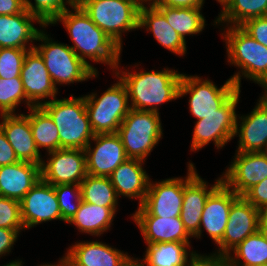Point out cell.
Instances as JSON below:
<instances>
[{
	"instance_id": "1",
	"label": "cell",
	"mask_w": 267,
	"mask_h": 266,
	"mask_svg": "<svg viewBox=\"0 0 267 266\" xmlns=\"http://www.w3.org/2000/svg\"><path fill=\"white\" fill-rule=\"evenodd\" d=\"M63 11L50 25L62 22L76 55L95 73H99L86 59L109 65L114 72L120 62L122 49L100 29L80 6Z\"/></svg>"
},
{
	"instance_id": "2",
	"label": "cell",
	"mask_w": 267,
	"mask_h": 266,
	"mask_svg": "<svg viewBox=\"0 0 267 266\" xmlns=\"http://www.w3.org/2000/svg\"><path fill=\"white\" fill-rule=\"evenodd\" d=\"M115 76L120 78L127 88L130 107L159 113V105L179 98V87L183 74L165 68L161 71L118 70Z\"/></svg>"
},
{
	"instance_id": "3",
	"label": "cell",
	"mask_w": 267,
	"mask_h": 266,
	"mask_svg": "<svg viewBox=\"0 0 267 266\" xmlns=\"http://www.w3.org/2000/svg\"><path fill=\"white\" fill-rule=\"evenodd\" d=\"M41 107L50 115L59 132V149H82L95 136L93 132L84 96L69 98H54Z\"/></svg>"
},
{
	"instance_id": "4",
	"label": "cell",
	"mask_w": 267,
	"mask_h": 266,
	"mask_svg": "<svg viewBox=\"0 0 267 266\" xmlns=\"http://www.w3.org/2000/svg\"><path fill=\"white\" fill-rule=\"evenodd\" d=\"M222 33L227 62L240 70L230 79L241 87V77L262 85L267 79V47L248 35L240 26H226ZM225 34V35H224Z\"/></svg>"
},
{
	"instance_id": "5",
	"label": "cell",
	"mask_w": 267,
	"mask_h": 266,
	"mask_svg": "<svg viewBox=\"0 0 267 266\" xmlns=\"http://www.w3.org/2000/svg\"><path fill=\"white\" fill-rule=\"evenodd\" d=\"M40 29L36 41L41 44L34 48L44 59L46 68L55 86L83 82L98 77L87 64H85L72 50L64 43L54 41L47 32Z\"/></svg>"
},
{
	"instance_id": "6",
	"label": "cell",
	"mask_w": 267,
	"mask_h": 266,
	"mask_svg": "<svg viewBox=\"0 0 267 266\" xmlns=\"http://www.w3.org/2000/svg\"><path fill=\"white\" fill-rule=\"evenodd\" d=\"M122 49V33L139 29V0H86L79 5Z\"/></svg>"
},
{
	"instance_id": "7",
	"label": "cell",
	"mask_w": 267,
	"mask_h": 266,
	"mask_svg": "<svg viewBox=\"0 0 267 266\" xmlns=\"http://www.w3.org/2000/svg\"><path fill=\"white\" fill-rule=\"evenodd\" d=\"M101 96L97 93L84 95L86 111L95 134L117 133L131 107L127 88L120 78Z\"/></svg>"
},
{
	"instance_id": "8",
	"label": "cell",
	"mask_w": 267,
	"mask_h": 266,
	"mask_svg": "<svg viewBox=\"0 0 267 266\" xmlns=\"http://www.w3.org/2000/svg\"><path fill=\"white\" fill-rule=\"evenodd\" d=\"M159 113L130 109L117 134L128 158L146 160L163 136Z\"/></svg>"
},
{
	"instance_id": "9",
	"label": "cell",
	"mask_w": 267,
	"mask_h": 266,
	"mask_svg": "<svg viewBox=\"0 0 267 266\" xmlns=\"http://www.w3.org/2000/svg\"><path fill=\"white\" fill-rule=\"evenodd\" d=\"M238 90L236 84L229 78L218 88L210 79H202L197 75L183 73L179 98L189 94V111L197 119L217 113V110Z\"/></svg>"
},
{
	"instance_id": "10",
	"label": "cell",
	"mask_w": 267,
	"mask_h": 266,
	"mask_svg": "<svg viewBox=\"0 0 267 266\" xmlns=\"http://www.w3.org/2000/svg\"><path fill=\"white\" fill-rule=\"evenodd\" d=\"M241 90L238 89L215 114L205 116L204 119L197 120L194 125L191 151H197L213 141L219 150L227 142L231 141L236 131V107L239 102Z\"/></svg>"
},
{
	"instance_id": "11",
	"label": "cell",
	"mask_w": 267,
	"mask_h": 266,
	"mask_svg": "<svg viewBox=\"0 0 267 266\" xmlns=\"http://www.w3.org/2000/svg\"><path fill=\"white\" fill-rule=\"evenodd\" d=\"M184 195V178L150 179L145 200L131 216L179 217Z\"/></svg>"
},
{
	"instance_id": "12",
	"label": "cell",
	"mask_w": 267,
	"mask_h": 266,
	"mask_svg": "<svg viewBox=\"0 0 267 266\" xmlns=\"http://www.w3.org/2000/svg\"><path fill=\"white\" fill-rule=\"evenodd\" d=\"M261 212L239 196L231 205L228 222L222 239L217 243V252L214 256L227 257L246 237L259 230Z\"/></svg>"
},
{
	"instance_id": "13",
	"label": "cell",
	"mask_w": 267,
	"mask_h": 266,
	"mask_svg": "<svg viewBox=\"0 0 267 266\" xmlns=\"http://www.w3.org/2000/svg\"><path fill=\"white\" fill-rule=\"evenodd\" d=\"M47 154L50 157L41 164V179L44 182L53 186L81 184L87 176L84 150L61 148Z\"/></svg>"
},
{
	"instance_id": "14",
	"label": "cell",
	"mask_w": 267,
	"mask_h": 266,
	"mask_svg": "<svg viewBox=\"0 0 267 266\" xmlns=\"http://www.w3.org/2000/svg\"><path fill=\"white\" fill-rule=\"evenodd\" d=\"M224 173L221 175L222 182L237 195L243 196L267 178V151L236 152Z\"/></svg>"
},
{
	"instance_id": "15",
	"label": "cell",
	"mask_w": 267,
	"mask_h": 266,
	"mask_svg": "<svg viewBox=\"0 0 267 266\" xmlns=\"http://www.w3.org/2000/svg\"><path fill=\"white\" fill-rule=\"evenodd\" d=\"M187 176L184 178L183 204L180 214L185 230L193 238L198 232L205 202L209 195L222 183V177L208 187L196 171L194 163H188Z\"/></svg>"
},
{
	"instance_id": "16",
	"label": "cell",
	"mask_w": 267,
	"mask_h": 266,
	"mask_svg": "<svg viewBox=\"0 0 267 266\" xmlns=\"http://www.w3.org/2000/svg\"><path fill=\"white\" fill-rule=\"evenodd\" d=\"M92 141L95 142V147L91 146ZM84 152L87 174L92 176L109 177L121 163L128 159L117 133L95 134Z\"/></svg>"
},
{
	"instance_id": "17",
	"label": "cell",
	"mask_w": 267,
	"mask_h": 266,
	"mask_svg": "<svg viewBox=\"0 0 267 266\" xmlns=\"http://www.w3.org/2000/svg\"><path fill=\"white\" fill-rule=\"evenodd\" d=\"M20 209L25 229L51 220L64 221L54 186L42 179L25 194L20 201Z\"/></svg>"
},
{
	"instance_id": "18",
	"label": "cell",
	"mask_w": 267,
	"mask_h": 266,
	"mask_svg": "<svg viewBox=\"0 0 267 266\" xmlns=\"http://www.w3.org/2000/svg\"><path fill=\"white\" fill-rule=\"evenodd\" d=\"M21 80L26 98L34 106H41L50 101V98L51 100L56 98L58 88L49 75L44 59L35 48L28 50L25 54L21 68Z\"/></svg>"
},
{
	"instance_id": "19",
	"label": "cell",
	"mask_w": 267,
	"mask_h": 266,
	"mask_svg": "<svg viewBox=\"0 0 267 266\" xmlns=\"http://www.w3.org/2000/svg\"><path fill=\"white\" fill-rule=\"evenodd\" d=\"M238 197L239 195L222 182L207 198L201 216L199 232L194 238L200 239L202 229H205L216 245L224 235L230 207Z\"/></svg>"
},
{
	"instance_id": "20",
	"label": "cell",
	"mask_w": 267,
	"mask_h": 266,
	"mask_svg": "<svg viewBox=\"0 0 267 266\" xmlns=\"http://www.w3.org/2000/svg\"><path fill=\"white\" fill-rule=\"evenodd\" d=\"M239 117V118H238ZM240 119V121H238ZM240 123V124H239ZM238 135V136H237ZM239 137L236 152L267 151V99L260 96L246 116L237 115L235 135Z\"/></svg>"
},
{
	"instance_id": "21",
	"label": "cell",
	"mask_w": 267,
	"mask_h": 266,
	"mask_svg": "<svg viewBox=\"0 0 267 266\" xmlns=\"http://www.w3.org/2000/svg\"><path fill=\"white\" fill-rule=\"evenodd\" d=\"M0 127L15 151L19 161L41 165L43 158L33 138L29 117L26 114L0 115Z\"/></svg>"
},
{
	"instance_id": "22",
	"label": "cell",
	"mask_w": 267,
	"mask_h": 266,
	"mask_svg": "<svg viewBox=\"0 0 267 266\" xmlns=\"http://www.w3.org/2000/svg\"><path fill=\"white\" fill-rule=\"evenodd\" d=\"M34 22L40 24V28L47 27L25 9L18 14L0 15V48L33 49L35 45L29 41L35 42L40 31Z\"/></svg>"
},
{
	"instance_id": "23",
	"label": "cell",
	"mask_w": 267,
	"mask_h": 266,
	"mask_svg": "<svg viewBox=\"0 0 267 266\" xmlns=\"http://www.w3.org/2000/svg\"><path fill=\"white\" fill-rule=\"evenodd\" d=\"M143 164V160L128 158L109 176L118 198L125 196L129 199H139L138 206L145 200L151 179Z\"/></svg>"
},
{
	"instance_id": "24",
	"label": "cell",
	"mask_w": 267,
	"mask_h": 266,
	"mask_svg": "<svg viewBox=\"0 0 267 266\" xmlns=\"http://www.w3.org/2000/svg\"><path fill=\"white\" fill-rule=\"evenodd\" d=\"M65 253L69 266H120L128 253L100 241L74 243Z\"/></svg>"
},
{
	"instance_id": "25",
	"label": "cell",
	"mask_w": 267,
	"mask_h": 266,
	"mask_svg": "<svg viewBox=\"0 0 267 266\" xmlns=\"http://www.w3.org/2000/svg\"><path fill=\"white\" fill-rule=\"evenodd\" d=\"M41 180V165L19 161L0 166V196L21 201Z\"/></svg>"
},
{
	"instance_id": "26",
	"label": "cell",
	"mask_w": 267,
	"mask_h": 266,
	"mask_svg": "<svg viewBox=\"0 0 267 266\" xmlns=\"http://www.w3.org/2000/svg\"><path fill=\"white\" fill-rule=\"evenodd\" d=\"M138 226L146 244L157 242H180L191 245L192 238L179 217L131 216Z\"/></svg>"
},
{
	"instance_id": "27",
	"label": "cell",
	"mask_w": 267,
	"mask_h": 266,
	"mask_svg": "<svg viewBox=\"0 0 267 266\" xmlns=\"http://www.w3.org/2000/svg\"><path fill=\"white\" fill-rule=\"evenodd\" d=\"M152 32L156 41L165 49L183 56L186 41L167 23L165 16L154 5H141L139 9V29Z\"/></svg>"
},
{
	"instance_id": "28",
	"label": "cell",
	"mask_w": 267,
	"mask_h": 266,
	"mask_svg": "<svg viewBox=\"0 0 267 266\" xmlns=\"http://www.w3.org/2000/svg\"><path fill=\"white\" fill-rule=\"evenodd\" d=\"M146 245L145 257L141 260L143 266H189L198 254L190 251L191 246L187 243L157 242Z\"/></svg>"
},
{
	"instance_id": "29",
	"label": "cell",
	"mask_w": 267,
	"mask_h": 266,
	"mask_svg": "<svg viewBox=\"0 0 267 266\" xmlns=\"http://www.w3.org/2000/svg\"><path fill=\"white\" fill-rule=\"evenodd\" d=\"M113 218L115 213L110 208L81 201L76 214L67 223L74 224L82 233L98 237L109 230Z\"/></svg>"
},
{
	"instance_id": "30",
	"label": "cell",
	"mask_w": 267,
	"mask_h": 266,
	"mask_svg": "<svg viewBox=\"0 0 267 266\" xmlns=\"http://www.w3.org/2000/svg\"><path fill=\"white\" fill-rule=\"evenodd\" d=\"M221 6L214 25L240 26L248 19L267 16V0H226Z\"/></svg>"
},
{
	"instance_id": "31",
	"label": "cell",
	"mask_w": 267,
	"mask_h": 266,
	"mask_svg": "<svg viewBox=\"0 0 267 266\" xmlns=\"http://www.w3.org/2000/svg\"><path fill=\"white\" fill-rule=\"evenodd\" d=\"M166 18L167 23L186 41V35L201 33L206 25L202 8H170L155 6Z\"/></svg>"
},
{
	"instance_id": "32",
	"label": "cell",
	"mask_w": 267,
	"mask_h": 266,
	"mask_svg": "<svg viewBox=\"0 0 267 266\" xmlns=\"http://www.w3.org/2000/svg\"><path fill=\"white\" fill-rule=\"evenodd\" d=\"M29 122L37 149L47 152L59 149V132L50 115L41 107L29 108Z\"/></svg>"
},
{
	"instance_id": "33",
	"label": "cell",
	"mask_w": 267,
	"mask_h": 266,
	"mask_svg": "<svg viewBox=\"0 0 267 266\" xmlns=\"http://www.w3.org/2000/svg\"><path fill=\"white\" fill-rule=\"evenodd\" d=\"M232 251L234 254L232 255V253H230L226 257L229 266H256L259 264H267V241L260 230L246 237Z\"/></svg>"
},
{
	"instance_id": "34",
	"label": "cell",
	"mask_w": 267,
	"mask_h": 266,
	"mask_svg": "<svg viewBox=\"0 0 267 266\" xmlns=\"http://www.w3.org/2000/svg\"><path fill=\"white\" fill-rule=\"evenodd\" d=\"M82 201L110 208L117 212L118 196L109 177L92 176L87 174L80 184Z\"/></svg>"
},
{
	"instance_id": "35",
	"label": "cell",
	"mask_w": 267,
	"mask_h": 266,
	"mask_svg": "<svg viewBox=\"0 0 267 266\" xmlns=\"http://www.w3.org/2000/svg\"><path fill=\"white\" fill-rule=\"evenodd\" d=\"M21 102H25L28 109L34 106L26 98L21 77L0 78V115L15 114Z\"/></svg>"
},
{
	"instance_id": "36",
	"label": "cell",
	"mask_w": 267,
	"mask_h": 266,
	"mask_svg": "<svg viewBox=\"0 0 267 266\" xmlns=\"http://www.w3.org/2000/svg\"><path fill=\"white\" fill-rule=\"evenodd\" d=\"M24 9L35 15L44 25H50L63 11L66 5L73 7L72 0H22ZM66 1V2H65Z\"/></svg>"
},
{
	"instance_id": "37",
	"label": "cell",
	"mask_w": 267,
	"mask_h": 266,
	"mask_svg": "<svg viewBox=\"0 0 267 266\" xmlns=\"http://www.w3.org/2000/svg\"><path fill=\"white\" fill-rule=\"evenodd\" d=\"M59 209L64 222H68L80 207L82 201V190L80 184H59L54 186ZM68 198L74 199L72 201Z\"/></svg>"
},
{
	"instance_id": "38",
	"label": "cell",
	"mask_w": 267,
	"mask_h": 266,
	"mask_svg": "<svg viewBox=\"0 0 267 266\" xmlns=\"http://www.w3.org/2000/svg\"><path fill=\"white\" fill-rule=\"evenodd\" d=\"M31 49L0 48V78L21 77L25 54Z\"/></svg>"
},
{
	"instance_id": "39",
	"label": "cell",
	"mask_w": 267,
	"mask_h": 266,
	"mask_svg": "<svg viewBox=\"0 0 267 266\" xmlns=\"http://www.w3.org/2000/svg\"><path fill=\"white\" fill-rule=\"evenodd\" d=\"M0 228L25 229L19 201L0 196Z\"/></svg>"
},
{
	"instance_id": "40",
	"label": "cell",
	"mask_w": 267,
	"mask_h": 266,
	"mask_svg": "<svg viewBox=\"0 0 267 266\" xmlns=\"http://www.w3.org/2000/svg\"><path fill=\"white\" fill-rule=\"evenodd\" d=\"M240 27L257 42L267 47V16L248 19Z\"/></svg>"
},
{
	"instance_id": "41",
	"label": "cell",
	"mask_w": 267,
	"mask_h": 266,
	"mask_svg": "<svg viewBox=\"0 0 267 266\" xmlns=\"http://www.w3.org/2000/svg\"><path fill=\"white\" fill-rule=\"evenodd\" d=\"M243 197L260 212L267 210V178L251 187Z\"/></svg>"
},
{
	"instance_id": "42",
	"label": "cell",
	"mask_w": 267,
	"mask_h": 266,
	"mask_svg": "<svg viewBox=\"0 0 267 266\" xmlns=\"http://www.w3.org/2000/svg\"><path fill=\"white\" fill-rule=\"evenodd\" d=\"M25 229L0 228V258L9 254L18 240L21 231Z\"/></svg>"
},
{
	"instance_id": "43",
	"label": "cell",
	"mask_w": 267,
	"mask_h": 266,
	"mask_svg": "<svg viewBox=\"0 0 267 266\" xmlns=\"http://www.w3.org/2000/svg\"><path fill=\"white\" fill-rule=\"evenodd\" d=\"M19 162L15 151L8 142L5 133L0 127V166Z\"/></svg>"
},
{
	"instance_id": "44",
	"label": "cell",
	"mask_w": 267,
	"mask_h": 266,
	"mask_svg": "<svg viewBox=\"0 0 267 266\" xmlns=\"http://www.w3.org/2000/svg\"><path fill=\"white\" fill-rule=\"evenodd\" d=\"M189 266H229V263L226 257L197 254Z\"/></svg>"
},
{
	"instance_id": "45",
	"label": "cell",
	"mask_w": 267,
	"mask_h": 266,
	"mask_svg": "<svg viewBox=\"0 0 267 266\" xmlns=\"http://www.w3.org/2000/svg\"><path fill=\"white\" fill-rule=\"evenodd\" d=\"M205 0H160L154 6H166L170 8H203Z\"/></svg>"
},
{
	"instance_id": "46",
	"label": "cell",
	"mask_w": 267,
	"mask_h": 266,
	"mask_svg": "<svg viewBox=\"0 0 267 266\" xmlns=\"http://www.w3.org/2000/svg\"><path fill=\"white\" fill-rule=\"evenodd\" d=\"M24 10L22 0H0V15H13Z\"/></svg>"
},
{
	"instance_id": "47",
	"label": "cell",
	"mask_w": 267,
	"mask_h": 266,
	"mask_svg": "<svg viewBox=\"0 0 267 266\" xmlns=\"http://www.w3.org/2000/svg\"><path fill=\"white\" fill-rule=\"evenodd\" d=\"M259 230L264 235L267 241V210L262 211L260 214Z\"/></svg>"
},
{
	"instance_id": "48",
	"label": "cell",
	"mask_w": 267,
	"mask_h": 266,
	"mask_svg": "<svg viewBox=\"0 0 267 266\" xmlns=\"http://www.w3.org/2000/svg\"><path fill=\"white\" fill-rule=\"evenodd\" d=\"M120 266H143L140 258H133L129 256Z\"/></svg>"
},
{
	"instance_id": "49",
	"label": "cell",
	"mask_w": 267,
	"mask_h": 266,
	"mask_svg": "<svg viewBox=\"0 0 267 266\" xmlns=\"http://www.w3.org/2000/svg\"><path fill=\"white\" fill-rule=\"evenodd\" d=\"M23 266V265H22ZM39 266V265H38ZM40 266H69V263H68V261H67V259L65 258V256H63L60 260H59V262H58V264H41Z\"/></svg>"
},
{
	"instance_id": "50",
	"label": "cell",
	"mask_w": 267,
	"mask_h": 266,
	"mask_svg": "<svg viewBox=\"0 0 267 266\" xmlns=\"http://www.w3.org/2000/svg\"><path fill=\"white\" fill-rule=\"evenodd\" d=\"M160 0H139L140 5H156Z\"/></svg>"
},
{
	"instance_id": "51",
	"label": "cell",
	"mask_w": 267,
	"mask_h": 266,
	"mask_svg": "<svg viewBox=\"0 0 267 266\" xmlns=\"http://www.w3.org/2000/svg\"><path fill=\"white\" fill-rule=\"evenodd\" d=\"M23 261L22 260H12L11 262L7 263L6 265H3V266H22V263Z\"/></svg>"
},
{
	"instance_id": "52",
	"label": "cell",
	"mask_w": 267,
	"mask_h": 266,
	"mask_svg": "<svg viewBox=\"0 0 267 266\" xmlns=\"http://www.w3.org/2000/svg\"><path fill=\"white\" fill-rule=\"evenodd\" d=\"M261 87H262L263 90H264V92H263V94H262L261 97L267 99V79H266V81L261 85Z\"/></svg>"
},
{
	"instance_id": "53",
	"label": "cell",
	"mask_w": 267,
	"mask_h": 266,
	"mask_svg": "<svg viewBox=\"0 0 267 266\" xmlns=\"http://www.w3.org/2000/svg\"><path fill=\"white\" fill-rule=\"evenodd\" d=\"M84 1H86V0H72V3H73L74 6H79Z\"/></svg>"
},
{
	"instance_id": "54",
	"label": "cell",
	"mask_w": 267,
	"mask_h": 266,
	"mask_svg": "<svg viewBox=\"0 0 267 266\" xmlns=\"http://www.w3.org/2000/svg\"><path fill=\"white\" fill-rule=\"evenodd\" d=\"M220 5H222L226 0H216Z\"/></svg>"
},
{
	"instance_id": "55",
	"label": "cell",
	"mask_w": 267,
	"mask_h": 266,
	"mask_svg": "<svg viewBox=\"0 0 267 266\" xmlns=\"http://www.w3.org/2000/svg\"><path fill=\"white\" fill-rule=\"evenodd\" d=\"M256 266H267V264H259V265H256Z\"/></svg>"
}]
</instances>
